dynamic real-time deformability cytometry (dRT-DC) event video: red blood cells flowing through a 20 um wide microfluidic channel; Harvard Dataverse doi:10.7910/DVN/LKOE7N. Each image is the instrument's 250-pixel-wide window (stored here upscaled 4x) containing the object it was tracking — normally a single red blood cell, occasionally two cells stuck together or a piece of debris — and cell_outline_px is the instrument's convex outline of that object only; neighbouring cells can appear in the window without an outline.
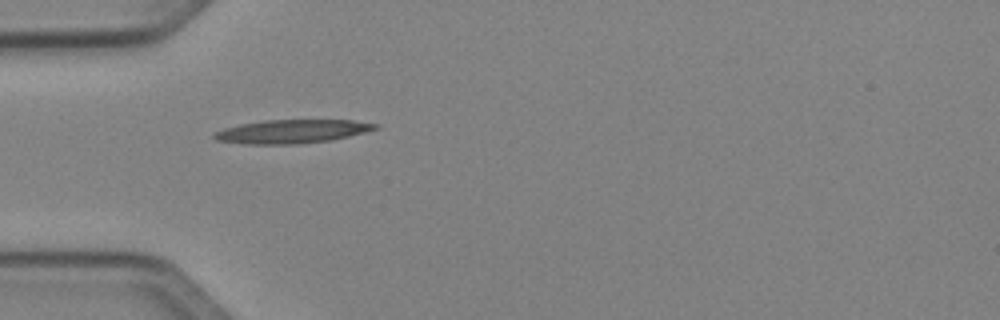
{"species": "Egyptian fruit bat (a non-hibernating species)", "species_latin": "Rousettus aegyptiacus", "temperature_condition": "cold", "stored_images_in_passage": 7, "camera_frame_rate_fps": 3000, "um_per_image_px": 0.085, "animal": {"sex": "female"}, "frame": {"image": 1, "passage_image": 1, "time_ms": 0.0, "image_size_px": [1000, 320], "cell_outline_px": [[380, 128], [348, 136], [328, 140], [296, 144], [248, 144], [216, 140], [212, 136], [212, 132], [224, 128], [240, 124], [264, 120], [352, 120], [380, 124]], "centroid_in_image_um": [24.79, 11.16], "position_along_channel_um": 60.2, "area_um2": 22.08}}
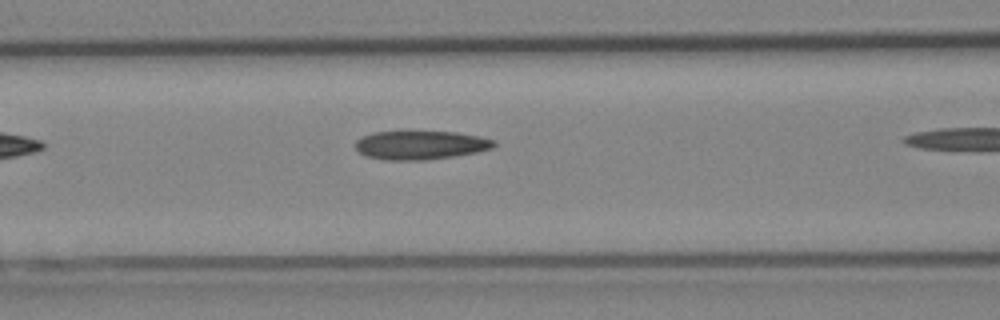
{"frame": {"image": 2, "passage_image": 3, "time_ms": 0.667, "image_size_px": [1000, 320], "cell_outline_px": [[496, 144], [492, 148], [476, 152], [456, 156], [424, 160], [384, 160], [368, 156], [360, 152], [356, 148], [356, 140], [372, 132], [456, 132], [480, 136], [496, 140]], "centroid_in_image_um": [35.78, 12.33], "position_along_channel_um": 130.8, "area_um2": 23.06}}
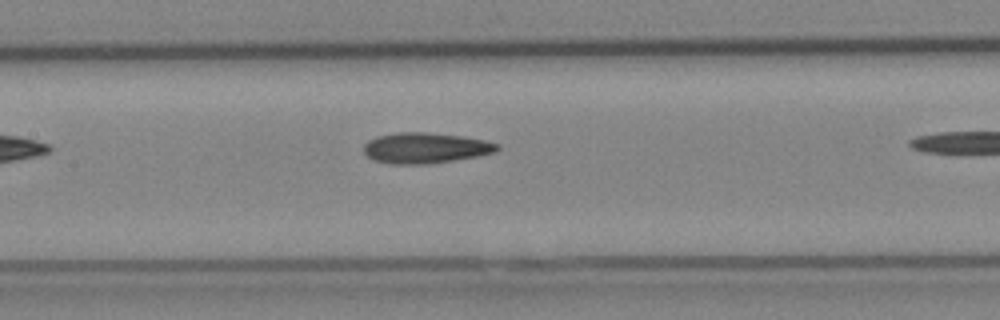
{"frame": {"image": 3, "passage_image": 6, "time_ms": 1.667, "image_size_px": [1000, 320], "cell_outline_px": [[500, 148], [496, 152], [476, 156], [428, 164], [388, 164], [372, 160], [364, 152], [364, 144], [368, 140], [376, 136], [396, 132], [428, 132], [460, 136], [484, 140], [500, 144]], "centroid_in_image_um": [36.12, 12.57], "position_along_channel_um": 171.3, "area_um2": 23.93}}